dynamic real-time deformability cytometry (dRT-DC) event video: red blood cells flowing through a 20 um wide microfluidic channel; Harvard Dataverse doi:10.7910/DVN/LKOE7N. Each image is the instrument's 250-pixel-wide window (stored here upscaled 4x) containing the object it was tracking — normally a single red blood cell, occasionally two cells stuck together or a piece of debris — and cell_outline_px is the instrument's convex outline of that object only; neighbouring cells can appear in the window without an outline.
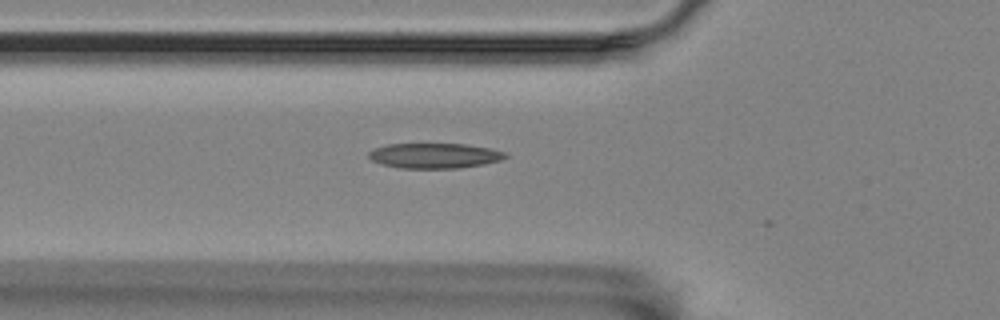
{"species": "Egyptian fruit bat (a non-hibernating species)", "species_latin": "Rousettus aegyptiacus", "temperature_condition": "room temperature", "stored_images_in_passage": 7, "camera_frame_rate_fps": 3000, "um_per_image_px": 0.085, "animal": {"sex": "female"}, "frame": {"image": 1, "passage_image": 2, "time_ms": 0.333, "image_size_px": [1000, 320], "cell_outline_px": [[508, 156], [500, 160], [484, 164], [460, 168], [400, 168], [384, 164], [372, 160], [368, 156], [368, 152], [376, 148], [388, 144], [464, 144], [488, 148], [504, 152]], "centroid_in_image_um": [36.93, 13.23], "position_along_channel_um": 88.9, "area_um2": 19.77}}
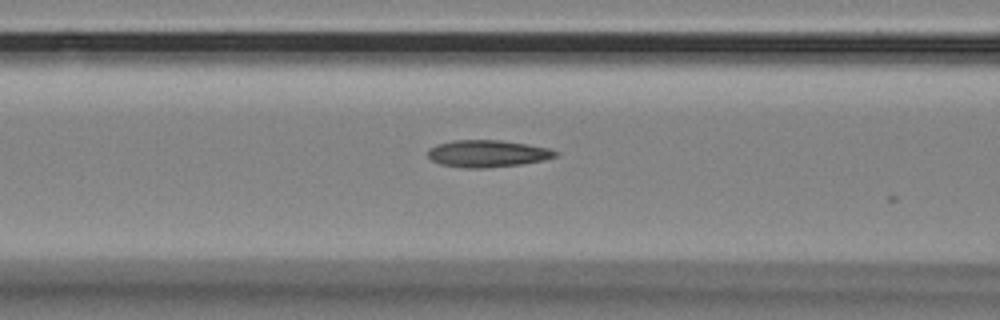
{"frame": {"image": 2, "passage_image": 5, "time_ms": 1.333, "image_size_px": [1000, 320], "cell_outline_px": [[560, 152], [556, 156], [544, 160], [524, 164], [488, 168], [464, 168], [440, 164], [432, 160], [428, 156], [428, 148], [436, 144], [452, 140], [500, 140], [528, 144], [548, 148]], "centroid_in_image_um": [41.44, 13.06], "position_along_channel_um": 125.2, "area_um2": 20.35}}